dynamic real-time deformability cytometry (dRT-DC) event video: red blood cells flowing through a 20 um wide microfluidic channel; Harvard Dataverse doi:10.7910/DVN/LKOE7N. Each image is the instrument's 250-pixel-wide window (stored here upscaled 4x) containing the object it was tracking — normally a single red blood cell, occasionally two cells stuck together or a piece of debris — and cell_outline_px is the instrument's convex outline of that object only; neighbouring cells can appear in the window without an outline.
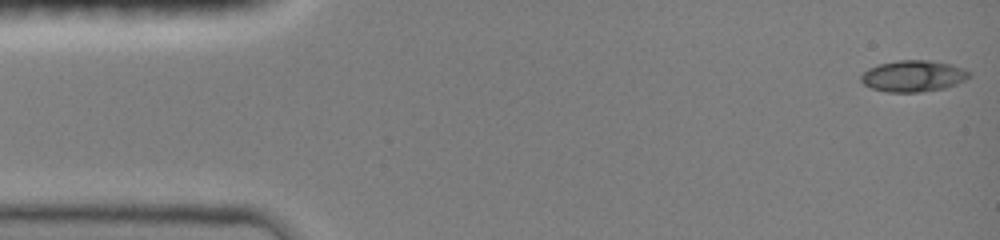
{"species": "common noctule bat (a hibernating species)", "species_latin": "Nyctalus noctula", "temperature_condition": "room temperature", "stored_images_in_passage": 47, "camera_frame_rate_fps": 3000, "um_per_image_px": 0.085, "animal": {"sex": "female", "body_mass_g": 19.0, "forearm_length_mm": 51.5}, "frame": {"image": 1, "passage_image": 1, "time_ms": 0.0, "image_size_px": [1000, 240], "cell_outline_px": [[972, 76], [956, 84], [944, 88], [920, 92], [888, 92], [872, 88], [864, 84], [860, 80], [860, 76], [868, 68], [880, 64], [896, 60], [928, 60], [952, 64], [964, 68], [972, 72]], "centroid_in_image_um": [77.66, 6.45], "position_along_channel_um": 7.3, "area_um2": 19.88}}
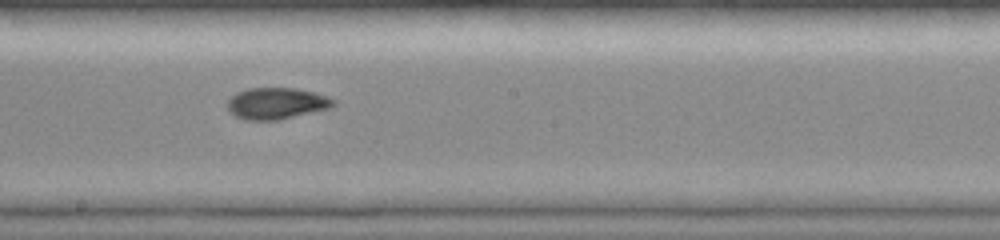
{"frame": {"image": 2, "passage_image": 26, "time_ms": 8.333, "image_size_px": [1000, 240], "cell_outline_px": [[336, 104], [332, 108], [280, 120], [244, 120], [236, 116], [228, 108], [228, 100], [236, 92], [248, 88], [296, 88], [312, 92], [336, 100]], "centroid_in_image_um": [23.52, 8.8], "position_along_channel_um": 224.7, "area_um2": 19.48}}
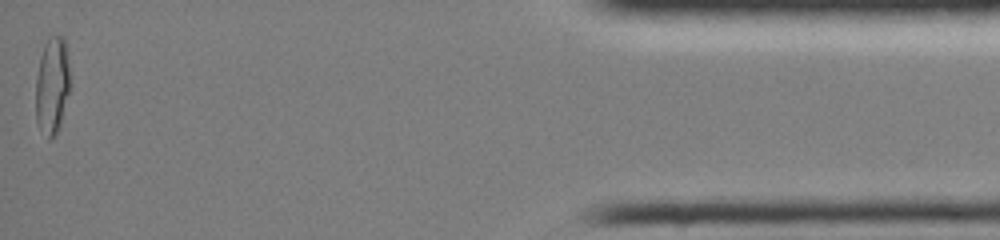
{"frame": {"image": 3, "passage_image": 47, "time_ms": 15.333, "image_size_px": [1000, 240], "cell_outline_px": [[68, 92], [60, 124], [56, 132], [48, 140], [36, 120], [36, 76], [40, 56], [44, 44], [48, 36], [64, 36], [68, 48]], "centroid_in_image_um": [4.42, 7.18], "position_along_channel_um": 430.8, "area_um2": 19.19}, "authors_computed_cell_mechanics": {"area_um2": 18.8428, "velocity_mm_per_s": 4.0409, "shape_relaxation_time_tau1_ms": null, "shape_relaxation_time_tau2_ms": 1.2826, "deformation_change_tau1": null, "deformation_change_tau2": 0.0481}}